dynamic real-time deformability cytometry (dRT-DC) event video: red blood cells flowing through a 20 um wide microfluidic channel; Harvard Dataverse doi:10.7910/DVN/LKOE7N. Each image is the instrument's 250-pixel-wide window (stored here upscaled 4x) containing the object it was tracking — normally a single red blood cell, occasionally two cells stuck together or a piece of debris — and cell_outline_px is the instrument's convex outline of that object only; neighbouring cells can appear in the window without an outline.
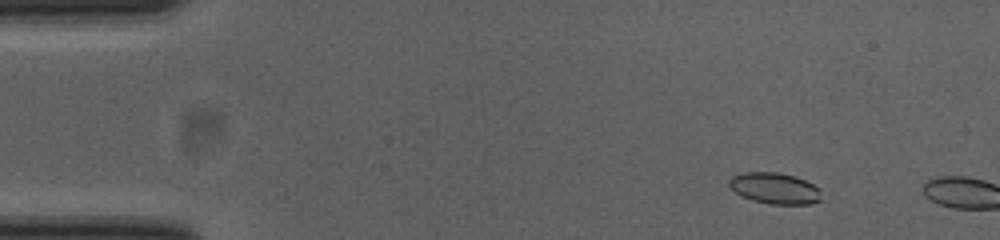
{"species": "common noctule bat (a hibernating species)", "species_latin": "Nyctalus noctula", "temperature_condition": "cold", "stored_images_in_passage": 8, "camera_frame_rate_fps": 3000, "um_per_image_px": 0.085, "animal": {"sex": "female", "body_mass_g": 23.0, "forearm_length_mm": 53.4}, "frame": {"image": 1, "passage_image": 6, "time_ms": 1.667, "image_size_px": [1000, 240], "cell_outline_px": [[820, 200], [812, 204], [772, 204], [752, 200], [740, 196], [728, 184], [728, 180], [732, 176], [740, 172], [776, 172], [792, 176], [804, 180], [820, 188]], "centroid_in_image_um": [65.82, 16.0], "position_along_channel_um": 19.2, "area_um2": 16.7}}